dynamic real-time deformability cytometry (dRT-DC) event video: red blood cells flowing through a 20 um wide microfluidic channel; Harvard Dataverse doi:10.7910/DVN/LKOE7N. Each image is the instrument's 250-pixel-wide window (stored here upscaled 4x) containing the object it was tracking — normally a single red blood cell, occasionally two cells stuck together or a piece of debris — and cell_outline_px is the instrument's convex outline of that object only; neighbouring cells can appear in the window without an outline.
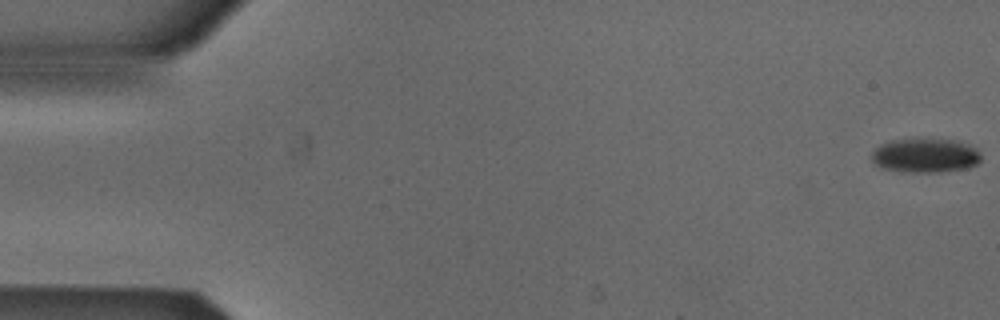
{"species": "Egyptian fruit bat (a non-hibernating species)", "species_latin": "Rousettus aegyptiacus", "temperature_condition": "cold", "stored_images_in_passage": 6, "camera_frame_rate_fps": 3000, "um_per_image_px": 0.085, "animal": {"sex": "male"}, "frame": {"image": 1, "passage_image": 1, "time_ms": 0.0, "image_size_px": [1000, 320], "cell_outline_px": [[980, 160], [976, 164], [968, 168], [940, 172], [900, 172], [880, 168], [872, 160], [872, 152], [880, 144], [892, 140], [956, 140], [968, 144], [976, 148], [980, 152]], "centroid_in_image_um": [78.64, 13.24], "position_along_channel_um": 6.4, "area_um2": 21.73}}
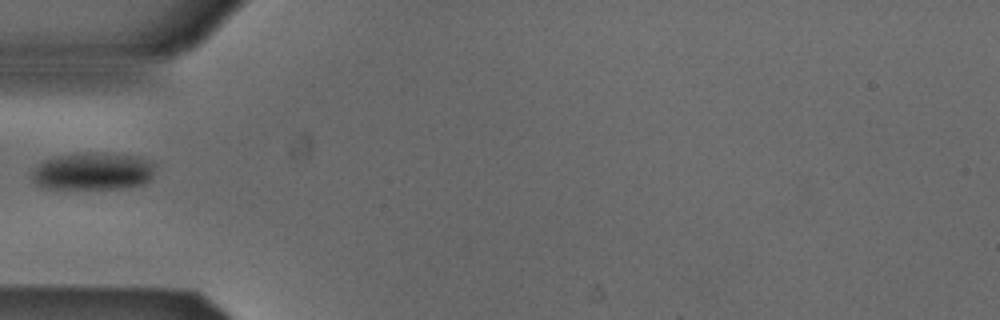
{"frame": {"image": 2, "passage_image": 5, "time_ms": 1.333, "image_size_px": [1000, 320], "cell_outline_px": [[156, 164], [152, 176], [144, 184], [120, 188], [40, 188], [32, 180], [32, 172], [44, 160], [56, 156], [76, 152], [104, 152], [136, 156], [148, 160]], "centroid_in_image_um": [7.9, 14.54], "position_along_channel_um": 77.1, "area_um2": 27.11}}
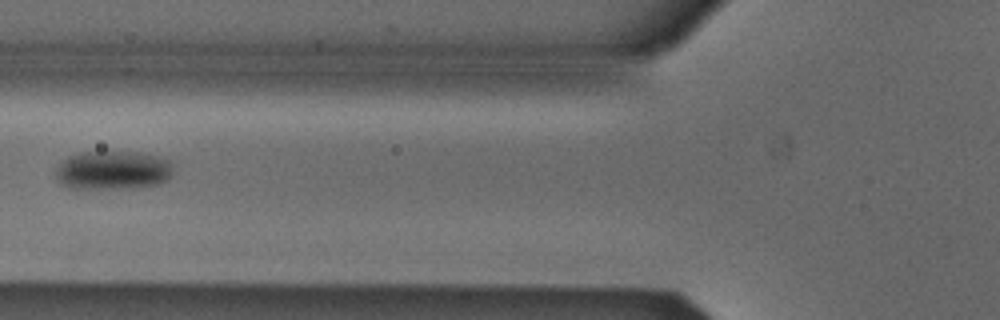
{"frame": {"image": 3, "passage_image": 6, "time_ms": 1.667, "image_size_px": [1000, 320], "cell_outline_px": [[172, 176], [168, 180], [160, 184], [128, 188], [72, 188], [64, 184], [60, 180], [56, 172], [60, 164], [68, 156], [80, 152], [140, 152], [172, 160]], "centroid_in_image_um": [9.68, 14.46], "position_along_channel_um": 116.1, "area_um2": 26.41}}